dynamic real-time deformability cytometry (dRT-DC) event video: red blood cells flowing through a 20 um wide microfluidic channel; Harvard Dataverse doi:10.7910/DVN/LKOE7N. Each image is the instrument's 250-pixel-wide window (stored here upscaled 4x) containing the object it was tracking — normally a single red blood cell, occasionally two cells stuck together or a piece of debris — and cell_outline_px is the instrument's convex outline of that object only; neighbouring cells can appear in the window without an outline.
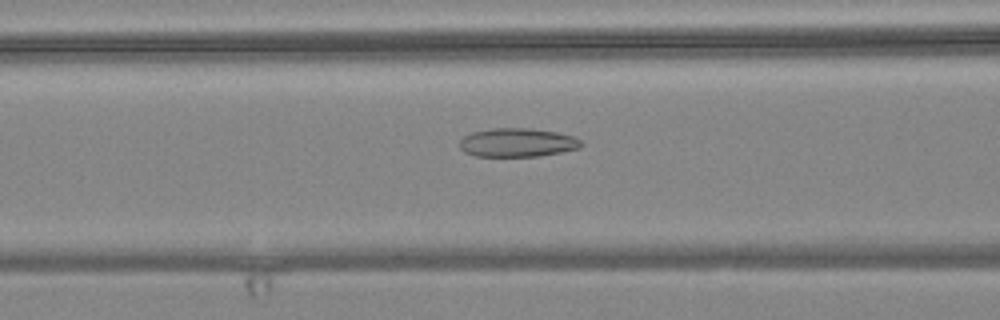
{"species": "common noctule bat (a hibernating species)", "species_latin": "Nyctalus noctula", "temperature_condition": "warm", "stored_images_in_passage": 55, "camera_frame_rate_fps": 3000, "um_per_image_px": 0.085, "animal": {"sex": "female", "body_mass_g": 24.6, "forearm_length_mm": 56.2}, "frame": {"image": 1, "passage_image": 21, "time_ms": 6.667, "image_size_px": [1000, 320], "cell_outline_px": [[584, 144], [580, 148], [540, 156], [476, 156], [464, 152], [460, 148], [460, 140], [464, 136], [472, 132], [492, 128], [528, 128], [556, 132], [572, 136], [580, 140]], "centroid_in_image_um": [43.97, 12.12], "position_along_channel_um": 122.6, "area_um2": 20.29}}
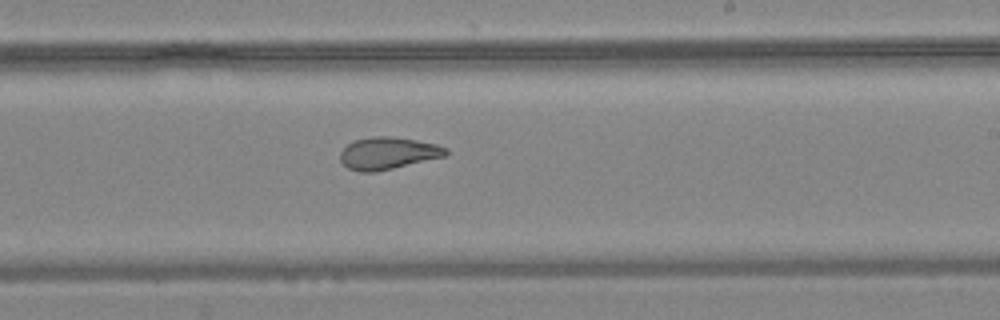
{"frame": {"image": 2, "passage_image": 32, "time_ms": 10.333, "image_size_px": [1000, 320], "cell_outline_px": [[448, 156], [376, 172], [360, 172], [348, 168], [340, 160], [340, 152], [352, 140], [376, 136], [388, 136], [416, 140], [436, 144], [448, 148]], "centroid_in_image_um": [33.0, 13.03], "position_along_channel_um": 256.0, "area_um2": 19.94}}
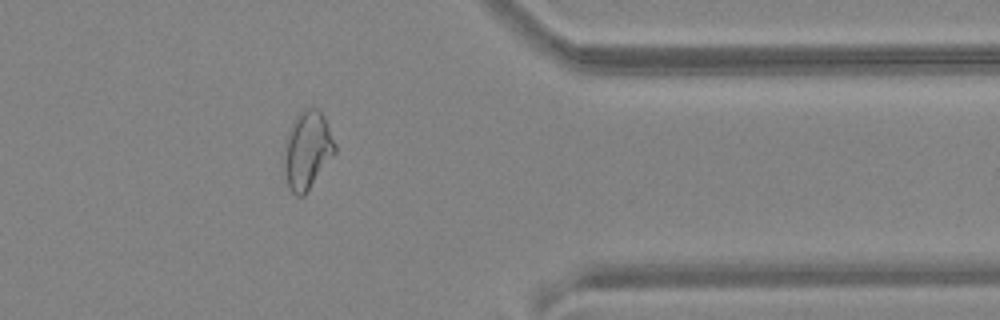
{"frame": {"image": 3, "passage_image": 44, "time_ms": 14.333, "image_size_px": [1000, 320], "cell_outline_px": [[336, 152], [304, 196], [296, 196], [288, 188], [284, 168], [284, 148], [288, 132], [296, 116], [304, 108], [316, 108], [324, 116], [328, 124], [336, 144]], "centroid_in_image_um": [26.13, 12.77], "position_along_channel_um": 385.3, "area_um2": 23.06}, "authors_computed_cell_mechanics": {"area_um2": 23.5246, "velocity_mm_per_s": 3.6401, "shape_relaxation_time_tau1_ms": null, "shape_relaxation_time_tau2_ms": 2.0763, "deformation_change_tau1": null, "deformation_change_tau2": 0.0844}}